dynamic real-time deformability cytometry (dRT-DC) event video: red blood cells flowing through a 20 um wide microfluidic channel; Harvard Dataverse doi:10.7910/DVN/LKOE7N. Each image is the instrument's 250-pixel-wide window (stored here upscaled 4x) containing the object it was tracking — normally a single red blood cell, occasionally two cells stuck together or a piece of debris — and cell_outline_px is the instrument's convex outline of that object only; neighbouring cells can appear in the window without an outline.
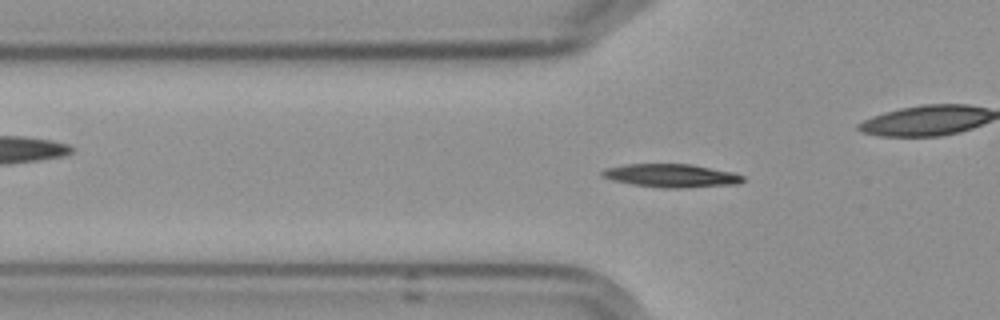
{"species": "Egyptian fruit bat (a non-hibernating species)", "species_latin": "Rousettus aegyptiacus", "temperature_condition": "cold", "stored_images_in_passage": 55, "camera_frame_rate_fps": 3000, "um_per_image_px": 0.085, "frame": {"image": 1, "passage_image": 16, "time_ms": 5.0, "image_size_px": [1000, 320], "cell_outline_px": [[744, 180], [740, 184], [684, 188], [660, 188], [632, 184], [612, 180], [600, 176], [600, 172], [604, 168], [628, 164], [692, 164], [732, 172], [744, 176]], "centroid_in_image_um": [57.05, 14.93], "position_along_channel_um": 68.8, "area_um2": 19.31}}
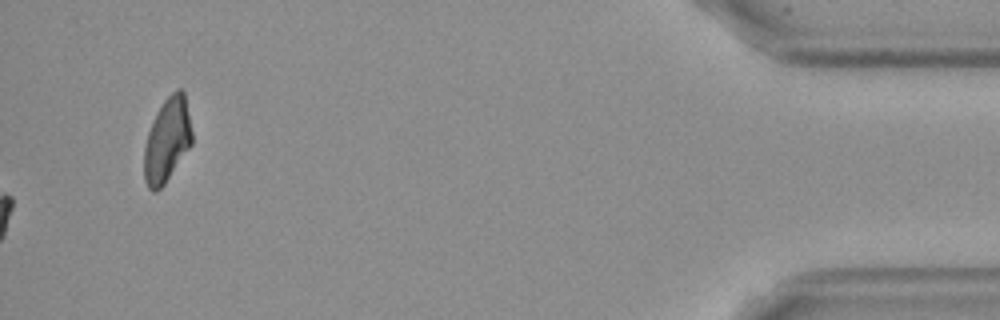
{"frame": {"image": 2, "passage_image": 55, "time_ms": 18.0, "image_size_px": [1000, 320], "cell_outline_px": [[192, 144], [164, 184], [156, 192], [152, 192], [148, 188], [144, 180], [144, 148], [148, 132], [152, 120], [156, 112], [164, 100], [176, 88], [180, 88], [184, 92], [192, 132]], "centroid_in_image_um": [14.19, 11.91], "position_along_channel_um": 421.0, "area_um2": 23.47}}